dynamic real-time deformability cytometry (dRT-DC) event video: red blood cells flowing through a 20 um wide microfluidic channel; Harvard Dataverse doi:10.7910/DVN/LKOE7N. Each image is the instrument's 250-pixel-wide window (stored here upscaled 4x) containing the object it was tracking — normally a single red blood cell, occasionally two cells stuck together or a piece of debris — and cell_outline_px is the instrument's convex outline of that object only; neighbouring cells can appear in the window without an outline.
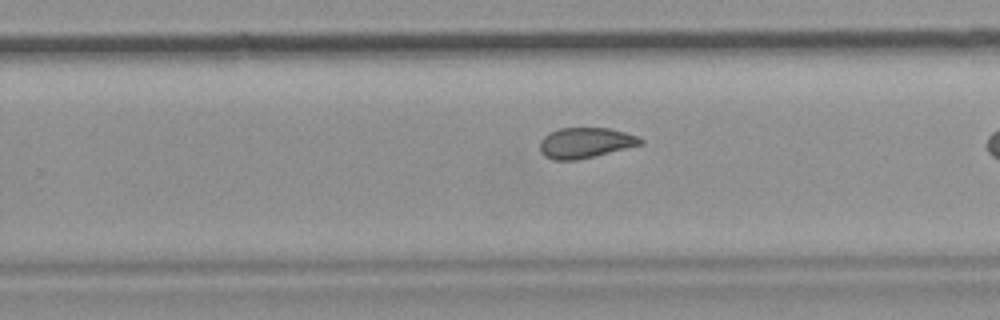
{"species": "common noctule bat (a hibernating species)", "species_latin": "Nyctalus noctula", "temperature_condition": "room temperature", "stored_images_in_passage": 29, "camera_frame_rate_fps": 3000, "um_per_image_px": 0.085, "animal": {"sex": "female", "body_mass_g": 19.9}, "frame": {"image": 1, "passage_image": 21, "time_ms": 6.667, "image_size_px": [1000, 320], "cell_outline_px": [[644, 144], [576, 160], [552, 160], [544, 156], [540, 152], [540, 140], [548, 132], [560, 128], [608, 128], [640, 136], [644, 140]], "centroid_in_image_um": [49.75, 12.13], "position_along_channel_um": 280.1, "area_um2": 17.98}}